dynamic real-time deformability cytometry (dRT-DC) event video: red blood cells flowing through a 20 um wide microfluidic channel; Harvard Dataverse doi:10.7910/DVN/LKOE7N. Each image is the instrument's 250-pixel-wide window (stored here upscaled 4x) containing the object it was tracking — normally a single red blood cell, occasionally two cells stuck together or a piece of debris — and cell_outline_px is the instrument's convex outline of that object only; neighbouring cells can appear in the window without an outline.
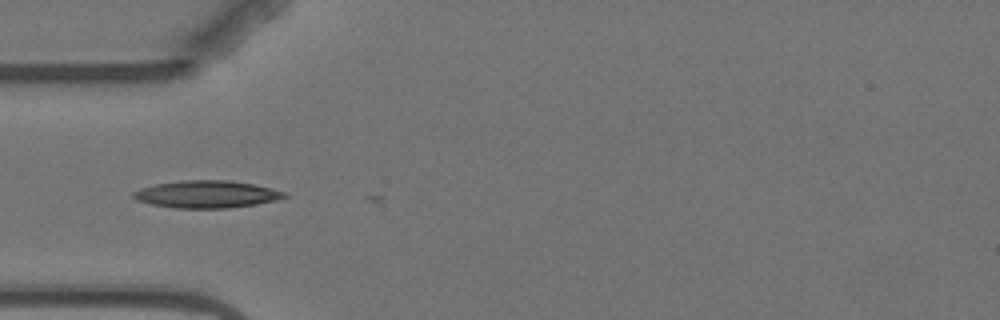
{"species": "Egyptian fruit bat (a non-hibernating species)", "species_latin": "Rousettus aegyptiacus", "temperature_condition": "warm", "stored_images_in_passage": 5, "camera_frame_rate_fps": 3000, "um_per_image_px": 0.085, "animal": {"sex": "female"}, "frame": {"image": 1, "passage_image": 5, "time_ms": 4.667, "image_size_px": [1000, 320], "cell_outline_px": [[288, 196], [276, 200], [256, 204], [228, 208], [176, 208], [152, 204], [136, 200], [132, 196], [132, 192], [140, 188], [156, 184], [180, 180], [228, 180], [252, 184], [284, 192]], "centroid_in_image_um": [17.52, 16.51], "position_along_channel_um": 67.5, "area_um2": 23.87}}